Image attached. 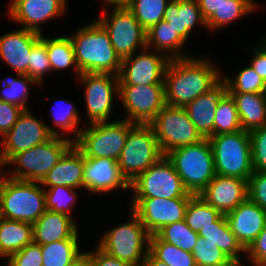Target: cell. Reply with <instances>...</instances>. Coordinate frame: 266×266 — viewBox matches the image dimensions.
Returning <instances> with one entry per match:
<instances>
[{"mask_svg":"<svg viewBox=\"0 0 266 266\" xmlns=\"http://www.w3.org/2000/svg\"><path fill=\"white\" fill-rule=\"evenodd\" d=\"M210 57L192 55L170 60L163 81L167 105L185 107L222 78L223 69Z\"/></svg>","mask_w":266,"mask_h":266,"instance_id":"6da1fadb","label":"cell"},{"mask_svg":"<svg viewBox=\"0 0 266 266\" xmlns=\"http://www.w3.org/2000/svg\"><path fill=\"white\" fill-rule=\"evenodd\" d=\"M68 36L72 41L76 64L81 73L119 75L122 60L116 54L107 31L96 19L82 25Z\"/></svg>","mask_w":266,"mask_h":266,"instance_id":"7a4b0ae2","label":"cell"},{"mask_svg":"<svg viewBox=\"0 0 266 266\" xmlns=\"http://www.w3.org/2000/svg\"><path fill=\"white\" fill-rule=\"evenodd\" d=\"M129 219L110 227L97 240V246L112 257L132 266H143L149 252L150 234L131 209Z\"/></svg>","mask_w":266,"mask_h":266,"instance_id":"3957f363","label":"cell"},{"mask_svg":"<svg viewBox=\"0 0 266 266\" xmlns=\"http://www.w3.org/2000/svg\"><path fill=\"white\" fill-rule=\"evenodd\" d=\"M0 199L3 218L34 224L47 210L40 182L8 177L0 170Z\"/></svg>","mask_w":266,"mask_h":266,"instance_id":"277c9868","label":"cell"},{"mask_svg":"<svg viewBox=\"0 0 266 266\" xmlns=\"http://www.w3.org/2000/svg\"><path fill=\"white\" fill-rule=\"evenodd\" d=\"M167 158L174 165L185 189L199 195L216 176L214 156L208 138L170 151Z\"/></svg>","mask_w":266,"mask_h":266,"instance_id":"5b68a950","label":"cell"},{"mask_svg":"<svg viewBox=\"0 0 266 266\" xmlns=\"http://www.w3.org/2000/svg\"><path fill=\"white\" fill-rule=\"evenodd\" d=\"M73 144L70 138L53 136L45 143L18 153L1 170L14 179L41 182Z\"/></svg>","mask_w":266,"mask_h":266,"instance_id":"8992f818","label":"cell"},{"mask_svg":"<svg viewBox=\"0 0 266 266\" xmlns=\"http://www.w3.org/2000/svg\"><path fill=\"white\" fill-rule=\"evenodd\" d=\"M214 156L216 175L238 177L248 181L252 175L249 132L219 134L208 138Z\"/></svg>","mask_w":266,"mask_h":266,"instance_id":"52a82bcc","label":"cell"},{"mask_svg":"<svg viewBox=\"0 0 266 266\" xmlns=\"http://www.w3.org/2000/svg\"><path fill=\"white\" fill-rule=\"evenodd\" d=\"M134 124L122 118L87 124L81 129L74 145L84 157L111 158L117 161L125 145L128 131Z\"/></svg>","mask_w":266,"mask_h":266,"instance_id":"ba28073f","label":"cell"},{"mask_svg":"<svg viewBox=\"0 0 266 266\" xmlns=\"http://www.w3.org/2000/svg\"><path fill=\"white\" fill-rule=\"evenodd\" d=\"M163 156L150 124L135 123L117 160L122 175L131 183Z\"/></svg>","mask_w":266,"mask_h":266,"instance_id":"9c48e42d","label":"cell"},{"mask_svg":"<svg viewBox=\"0 0 266 266\" xmlns=\"http://www.w3.org/2000/svg\"><path fill=\"white\" fill-rule=\"evenodd\" d=\"M99 13L96 20L107 31L121 60L147 47V31L128 7L103 9Z\"/></svg>","mask_w":266,"mask_h":266,"instance_id":"30bf717a","label":"cell"},{"mask_svg":"<svg viewBox=\"0 0 266 266\" xmlns=\"http://www.w3.org/2000/svg\"><path fill=\"white\" fill-rule=\"evenodd\" d=\"M87 124L111 121L115 99H119V76L108 73H81Z\"/></svg>","mask_w":266,"mask_h":266,"instance_id":"8fae6325","label":"cell"},{"mask_svg":"<svg viewBox=\"0 0 266 266\" xmlns=\"http://www.w3.org/2000/svg\"><path fill=\"white\" fill-rule=\"evenodd\" d=\"M130 192L131 198L171 199L193 196L185 189L172 162L164 155L130 183Z\"/></svg>","mask_w":266,"mask_h":266,"instance_id":"7c38bea8","label":"cell"},{"mask_svg":"<svg viewBox=\"0 0 266 266\" xmlns=\"http://www.w3.org/2000/svg\"><path fill=\"white\" fill-rule=\"evenodd\" d=\"M149 124L164 156L174 149L204 139L191 122L185 107L166 104Z\"/></svg>","mask_w":266,"mask_h":266,"instance_id":"4fadbf2b","label":"cell"},{"mask_svg":"<svg viewBox=\"0 0 266 266\" xmlns=\"http://www.w3.org/2000/svg\"><path fill=\"white\" fill-rule=\"evenodd\" d=\"M24 110L12 128L0 139V170L18 153L50 140L53 126Z\"/></svg>","mask_w":266,"mask_h":266,"instance_id":"5bb4252c","label":"cell"},{"mask_svg":"<svg viewBox=\"0 0 266 266\" xmlns=\"http://www.w3.org/2000/svg\"><path fill=\"white\" fill-rule=\"evenodd\" d=\"M125 110L122 119L149 124L166 105L164 84L119 86V99Z\"/></svg>","mask_w":266,"mask_h":266,"instance_id":"9a60e30c","label":"cell"},{"mask_svg":"<svg viewBox=\"0 0 266 266\" xmlns=\"http://www.w3.org/2000/svg\"><path fill=\"white\" fill-rule=\"evenodd\" d=\"M190 198H129L128 202L145 229L154 235L166 225L185 220Z\"/></svg>","mask_w":266,"mask_h":266,"instance_id":"2e32d148","label":"cell"},{"mask_svg":"<svg viewBox=\"0 0 266 266\" xmlns=\"http://www.w3.org/2000/svg\"><path fill=\"white\" fill-rule=\"evenodd\" d=\"M170 59L162 53L145 48L122 60L119 86L164 84Z\"/></svg>","mask_w":266,"mask_h":266,"instance_id":"e0dca14e","label":"cell"},{"mask_svg":"<svg viewBox=\"0 0 266 266\" xmlns=\"http://www.w3.org/2000/svg\"><path fill=\"white\" fill-rule=\"evenodd\" d=\"M6 15L20 28L43 34V24L68 11V0H9Z\"/></svg>","mask_w":266,"mask_h":266,"instance_id":"ac0fdd59","label":"cell"},{"mask_svg":"<svg viewBox=\"0 0 266 266\" xmlns=\"http://www.w3.org/2000/svg\"><path fill=\"white\" fill-rule=\"evenodd\" d=\"M122 189L130 191V183L115 159L84 157L83 190L88 195H109Z\"/></svg>","mask_w":266,"mask_h":266,"instance_id":"d6986e66","label":"cell"},{"mask_svg":"<svg viewBox=\"0 0 266 266\" xmlns=\"http://www.w3.org/2000/svg\"><path fill=\"white\" fill-rule=\"evenodd\" d=\"M18 28L0 35V61L16 75L28 76L31 49L41 34Z\"/></svg>","mask_w":266,"mask_h":266,"instance_id":"ffe728a7","label":"cell"},{"mask_svg":"<svg viewBox=\"0 0 266 266\" xmlns=\"http://www.w3.org/2000/svg\"><path fill=\"white\" fill-rule=\"evenodd\" d=\"M199 196L225 215L248 198V181L216 175Z\"/></svg>","mask_w":266,"mask_h":266,"instance_id":"44dd1931","label":"cell"},{"mask_svg":"<svg viewBox=\"0 0 266 266\" xmlns=\"http://www.w3.org/2000/svg\"><path fill=\"white\" fill-rule=\"evenodd\" d=\"M231 232L246 250L266 225V210L249 198L225 214Z\"/></svg>","mask_w":266,"mask_h":266,"instance_id":"7402d4cb","label":"cell"},{"mask_svg":"<svg viewBox=\"0 0 266 266\" xmlns=\"http://www.w3.org/2000/svg\"><path fill=\"white\" fill-rule=\"evenodd\" d=\"M227 93V82L221 78L206 93L185 106L191 122L203 138L214 136L216 108Z\"/></svg>","mask_w":266,"mask_h":266,"instance_id":"603a6c76","label":"cell"},{"mask_svg":"<svg viewBox=\"0 0 266 266\" xmlns=\"http://www.w3.org/2000/svg\"><path fill=\"white\" fill-rule=\"evenodd\" d=\"M73 217L46 210L33 224V242L51 244L65 239H80V227Z\"/></svg>","mask_w":266,"mask_h":266,"instance_id":"cb8c5ba5","label":"cell"},{"mask_svg":"<svg viewBox=\"0 0 266 266\" xmlns=\"http://www.w3.org/2000/svg\"><path fill=\"white\" fill-rule=\"evenodd\" d=\"M84 155L73 144L40 182L42 187L67 186L83 190Z\"/></svg>","mask_w":266,"mask_h":266,"instance_id":"d4e9b609","label":"cell"},{"mask_svg":"<svg viewBox=\"0 0 266 266\" xmlns=\"http://www.w3.org/2000/svg\"><path fill=\"white\" fill-rule=\"evenodd\" d=\"M163 20L167 21L186 43L198 26L207 29L197 0H170Z\"/></svg>","mask_w":266,"mask_h":266,"instance_id":"484cf974","label":"cell"},{"mask_svg":"<svg viewBox=\"0 0 266 266\" xmlns=\"http://www.w3.org/2000/svg\"><path fill=\"white\" fill-rule=\"evenodd\" d=\"M198 235L204 238V241L215 244L236 265H247V262L244 264L243 261L245 259V249L231 232L224 214H222L213 225L202 228L198 232Z\"/></svg>","mask_w":266,"mask_h":266,"instance_id":"4316f807","label":"cell"},{"mask_svg":"<svg viewBox=\"0 0 266 266\" xmlns=\"http://www.w3.org/2000/svg\"><path fill=\"white\" fill-rule=\"evenodd\" d=\"M185 44L186 42L165 20H161L147 30V48L164 54L170 60L192 56L188 51L183 52Z\"/></svg>","mask_w":266,"mask_h":266,"instance_id":"83f0119b","label":"cell"},{"mask_svg":"<svg viewBox=\"0 0 266 266\" xmlns=\"http://www.w3.org/2000/svg\"><path fill=\"white\" fill-rule=\"evenodd\" d=\"M74 101L68 98H60L53 101L50 108V119L54 123L53 135L70 138L73 142L79 137L81 129L82 114L76 108ZM81 121V122H80ZM73 135V137L70 136ZM69 136V137H68Z\"/></svg>","mask_w":266,"mask_h":266,"instance_id":"f1b7e54d","label":"cell"},{"mask_svg":"<svg viewBox=\"0 0 266 266\" xmlns=\"http://www.w3.org/2000/svg\"><path fill=\"white\" fill-rule=\"evenodd\" d=\"M33 236V224L3 218L0 221L1 261L33 243Z\"/></svg>","mask_w":266,"mask_h":266,"instance_id":"f546056e","label":"cell"},{"mask_svg":"<svg viewBox=\"0 0 266 266\" xmlns=\"http://www.w3.org/2000/svg\"><path fill=\"white\" fill-rule=\"evenodd\" d=\"M235 101L242 130L250 132L266 124V101L262 93H229Z\"/></svg>","mask_w":266,"mask_h":266,"instance_id":"4dcf8cb0","label":"cell"},{"mask_svg":"<svg viewBox=\"0 0 266 266\" xmlns=\"http://www.w3.org/2000/svg\"><path fill=\"white\" fill-rule=\"evenodd\" d=\"M258 8H260L259 3L255 0H223L218 10L206 20V32L211 34L218 32L247 15L255 14Z\"/></svg>","mask_w":266,"mask_h":266,"instance_id":"1f68e13d","label":"cell"},{"mask_svg":"<svg viewBox=\"0 0 266 266\" xmlns=\"http://www.w3.org/2000/svg\"><path fill=\"white\" fill-rule=\"evenodd\" d=\"M55 36H46V49L52 67V74L56 71L61 72L72 69L73 73H76L75 77L78 78L81 72L76 64L74 47L70 37L63 34Z\"/></svg>","mask_w":266,"mask_h":266,"instance_id":"d6a6232c","label":"cell"},{"mask_svg":"<svg viewBox=\"0 0 266 266\" xmlns=\"http://www.w3.org/2000/svg\"><path fill=\"white\" fill-rule=\"evenodd\" d=\"M33 86V87H32ZM40 86L27 75H8L0 80V100L3 102L13 103L24 110L30 109L29 100L31 101V89ZM28 101V102H27Z\"/></svg>","mask_w":266,"mask_h":266,"instance_id":"836d02e7","label":"cell"},{"mask_svg":"<svg viewBox=\"0 0 266 266\" xmlns=\"http://www.w3.org/2000/svg\"><path fill=\"white\" fill-rule=\"evenodd\" d=\"M79 239H65L41 245L43 266H70L85 251Z\"/></svg>","mask_w":266,"mask_h":266,"instance_id":"e575fe53","label":"cell"},{"mask_svg":"<svg viewBox=\"0 0 266 266\" xmlns=\"http://www.w3.org/2000/svg\"><path fill=\"white\" fill-rule=\"evenodd\" d=\"M149 252L168 266H197L192 253L161 240L156 234L150 236Z\"/></svg>","mask_w":266,"mask_h":266,"instance_id":"d590c367","label":"cell"},{"mask_svg":"<svg viewBox=\"0 0 266 266\" xmlns=\"http://www.w3.org/2000/svg\"><path fill=\"white\" fill-rule=\"evenodd\" d=\"M221 215L199 195H193L186 208L185 221L192 231L198 233L202 228L213 225Z\"/></svg>","mask_w":266,"mask_h":266,"instance_id":"8d00e7d4","label":"cell"},{"mask_svg":"<svg viewBox=\"0 0 266 266\" xmlns=\"http://www.w3.org/2000/svg\"><path fill=\"white\" fill-rule=\"evenodd\" d=\"M45 192L46 209L52 212L64 213L78 221L72 214L79 199L81 189L67 186L43 187ZM79 191V192H78Z\"/></svg>","mask_w":266,"mask_h":266,"instance_id":"74e56055","label":"cell"},{"mask_svg":"<svg viewBox=\"0 0 266 266\" xmlns=\"http://www.w3.org/2000/svg\"><path fill=\"white\" fill-rule=\"evenodd\" d=\"M156 235L161 240L190 253H192L199 237L198 233L187 226L185 220L164 226Z\"/></svg>","mask_w":266,"mask_h":266,"instance_id":"f35d334b","label":"cell"},{"mask_svg":"<svg viewBox=\"0 0 266 266\" xmlns=\"http://www.w3.org/2000/svg\"><path fill=\"white\" fill-rule=\"evenodd\" d=\"M236 72L231 75L222 73L228 85V93H262L265 82L250 65Z\"/></svg>","mask_w":266,"mask_h":266,"instance_id":"ab89813d","label":"cell"},{"mask_svg":"<svg viewBox=\"0 0 266 266\" xmlns=\"http://www.w3.org/2000/svg\"><path fill=\"white\" fill-rule=\"evenodd\" d=\"M242 130L236 104L227 93L218 103L214 119V135L234 133Z\"/></svg>","mask_w":266,"mask_h":266,"instance_id":"60d3db41","label":"cell"},{"mask_svg":"<svg viewBox=\"0 0 266 266\" xmlns=\"http://www.w3.org/2000/svg\"><path fill=\"white\" fill-rule=\"evenodd\" d=\"M170 0H133L128 7L147 31L163 20L167 3Z\"/></svg>","mask_w":266,"mask_h":266,"instance_id":"b9f144b4","label":"cell"},{"mask_svg":"<svg viewBox=\"0 0 266 266\" xmlns=\"http://www.w3.org/2000/svg\"><path fill=\"white\" fill-rule=\"evenodd\" d=\"M52 73L46 49V36L41 34L40 39L31 49L28 64V77L32 78L40 87L44 85L45 76Z\"/></svg>","mask_w":266,"mask_h":266,"instance_id":"7bdbcfd3","label":"cell"},{"mask_svg":"<svg viewBox=\"0 0 266 266\" xmlns=\"http://www.w3.org/2000/svg\"><path fill=\"white\" fill-rule=\"evenodd\" d=\"M197 266H235L236 264L212 242L198 241L192 251Z\"/></svg>","mask_w":266,"mask_h":266,"instance_id":"ee69618b","label":"cell"},{"mask_svg":"<svg viewBox=\"0 0 266 266\" xmlns=\"http://www.w3.org/2000/svg\"><path fill=\"white\" fill-rule=\"evenodd\" d=\"M253 171L266 172V124L249 132Z\"/></svg>","mask_w":266,"mask_h":266,"instance_id":"f6af8a7d","label":"cell"},{"mask_svg":"<svg viewBox=\"0 0 266 266\" xmlns=\"http://www.w3.org/2000/svg\"><path fill=\"white\" fill-rule=\"evenodd\" d=\"M6 260V266H43L41 245L34 242L28 244Z\"/></svg>","mask_w":266,"mask_h":266,"instance_id":"bcb514c9","label":"cell"},{"mask_svg":"<svg viewBox=\"0 0 266 266\" xmlns=\"http://www.w3.org/2000/svg\"><path fill=\"white\" fill-rule=\"evenodd\" d=\"M248 198L266 210V172L252 173L248 179Z\"/></svg>","mask_w":266,"mask_h":266,"instance_id":"7dc6e473","label":"cell"},{"mask_svg":"<svg viewBox=\"0 0 266 266\" xmlns=\"http://www.w3.org/2000/svg\"><path fill=\"white\" fill-rule=\"evenodd\" d=\"M250 266H266V225L257 238L245 250Z\"/></svg>","mask_w":266,"mask_h":266,"instance_id":"c3c4849f","label":"cell"},{"mask_svg":"<svg viewBox=\"0 0 266 266\" xmlns=\"http://www.w3.org/2000/svg\"><path fill=\"white\" fill-rule=\"evenodd\" d=\"M24 111L20 106L0 100V139L17 122L18 117Z\"/></svg>","mask_w":266,"mask_h":266,"instance_id":"681fc988","label":"cell"},{"mask_svg":"<svg viewBox=\"0 0 266 266\" xmlns=\"http://www.w3.org/2000/svg\"><path fill=\"white\" fill-rule=\"evenodd\" d=\"M254 45L250 51L252 58L249 65L251 68L255 70V72L262 78V80L266 81V34H264V39L260 41L258 44Z\"/></svg>","mask_w":266,"mask_h":266,"instance_id":"f907efd6","label":"cell"},{"mask_svg":"<svg viewBox=\"0 0 266 266\" xmlns=\"http://www.w3.org/2000/svg\"><path fill=\"white\" fill-rule=\"evenodd\" d=\"M89 257L91 266H132L127 262L119 260L115 257L110 256L97 245L96 248L90 250H84Z\"/></svg>","mask_w":266,"mask_h":266,"instance_id":"816d5d0a","label":"cell"},{"mask_svg":"<svg viewBox=\"0 0 266 266\" xmlns=\"http://www.w3.org/2000/svg\"><path fill=\"white\" fill-rule=\"evenodd\" d=\"M201 14L205 20H207L219 6L222 4L223 0H197Z\"/></svg>","mask_w":266,"mask_h":266,"instance_id":"f5cc1de1","label":"cell"},{"mask_svg":"<svg viewBox=\"0 0 266 266\" xmlns=\"http://www.w3.org/2000/svg\"><path fill=\"white\" fill-rule=\"evenodd\" d=\"M101 1V8L99 10L103 9H109V8H124L129 7L133 0H99Z\"/></svg>","mask_w":266,"mask_h":266,"instance_id":"db71d44e","label":"cell"},{"mask_svg":"<svg viewBox=\"0 0 266 266\" xmlns=\"http://www.w3.org/2000/svg\"><path fill=\"white\" fill-rule=\"evenodd\" d=\"M143 266H168L166 263L156 259L150 252L144 260Z\"/></svg>","mask_w":266,"mask_h":266,"instance_id":"11a10c76","label":"cell"},{"mask_svg":"<svg viewBox=\"0 0 266 266\" xmlns=\"http://www.w3.org/2000/svg\"><path fill=\"white\" fill-rule=\"evenodd\" d=\"M70 266H91L88 254L84 252L76 261Z\"/></svg>","mask_w":266,"mask_h":266,"instance_id":"9f6ffc18","label":"cell"},{"mask_svg":"<svg viewBox=\"0 0 266 266\" xmlns=\"http://www.w3.org/2000/svg\"><path fill=\"white\" fill-rule=\"evenodd\" d=\"M262 94H263L264 99H265V101H266V81H265V84H264V87H263Z\"/></svg>","mask_w":266,"mask_h":266,"instance_id":"6f0895ef","label":"cell"},{"mask_svg":"<svg viewBox=\"0 0 266 266\" xmlns=\"http://www.w3.org/2000/svg\"><path fill=\"white\" fill-rule=\"evenodd\" d=\"M3 219V214H2V203L0 199V221Z\"/></svg>","mask_w":266,"mask_h":266,"instance_id":"680465c9","label":"cell"}]
</instances>
